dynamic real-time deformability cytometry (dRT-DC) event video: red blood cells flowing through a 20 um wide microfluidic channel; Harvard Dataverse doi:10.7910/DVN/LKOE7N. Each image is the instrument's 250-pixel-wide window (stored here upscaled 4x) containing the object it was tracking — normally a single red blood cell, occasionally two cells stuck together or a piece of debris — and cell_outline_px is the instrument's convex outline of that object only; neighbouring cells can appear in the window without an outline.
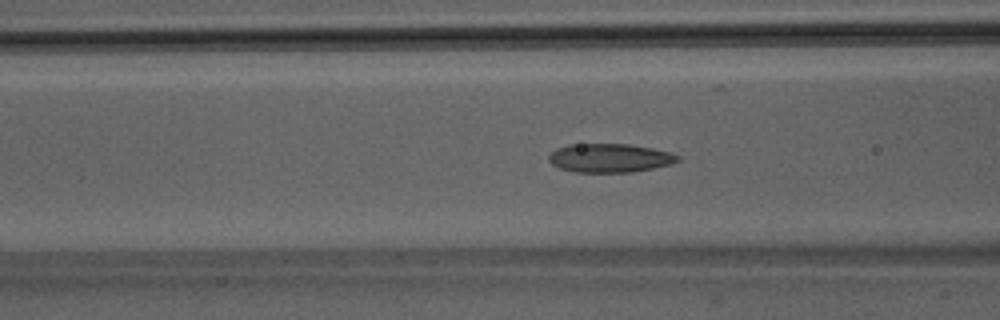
{"species": "Egyptian fruit bat (a non-hibernating species)", "species_latin": "Rousettus aegyptiacus", "temperature_condition": "room temperature", "stored_images_in_passage": 44, "camera_frame_rate_fps": 3000, "um_per_image_px": 0.085, "animal": {"sex": "male"}, "frame": {"image": 1, "passage_image": 13, "time_ms": 4.0, "image_size_px": [1000, 320], "cell_outline_px": [[680, 160], [672, 164], [632, 172], [576, 172], [560, 168], [552, 164], [548, 160], [548, 156], [556, 148], [568, 144], [628, 144], [652, 148], [672, 152], [680, 156]], "centroid_in_image_um": [51.84, 13.42], "position_along_channel_um": 114.8, "area_um2": 21.68}}
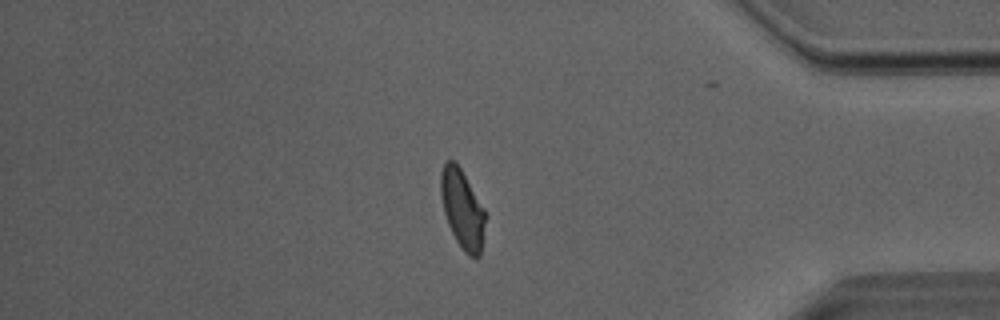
{"frame": {"image": 2, "passage_image": 36, "time_ms": 11.667, "image_size_px": [1000, 320], "cell_outline_px": [[488, 216], [480, 256], [468, 256], [460, 248], [448, 224], [444, 212], [440, 196], [440, 172], [444, 164], [448, 160], [456, 160], [484, 208]], "centroid_in_image_um": [39.32, 17.77], "position_along_channel_um": 395.9, "area_um2": 20.92}}
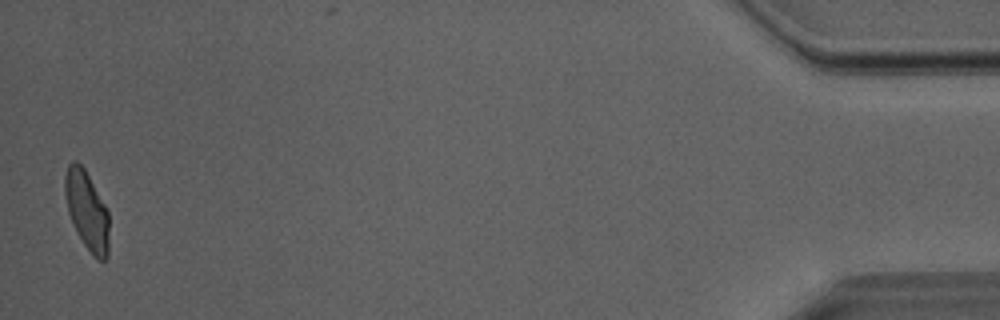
{"frame": {"image": 3, "passage_image": 43, "time_ms": 14.0, "image_size_px": [1000, 320], "cell_outline_px": [[108, 256], [104, 260], [96, 260], [84, 244], [76, 232], [68, 212], [64, 192], [64, 176], [68, 164], [72, 160], [76, 160], [84, 168], [104, 204], [108, 212]], "centroid_in_image_um": [7.36, 17.89], "position_along_channel_um": 427.8, "area_um2": 20.17}, "authors_computed_cell_mechanics": {"area_um2": 20.9525, "velocity_mm_per_s": 4.0473, "shape_relaxation_time_tau1_ms": 8.6799, "shape_relaxation_time_tau2_ms": 1.2713, "deformation_change_tau1": 0.2145, "deformation_change_tau2": 0.0863}}